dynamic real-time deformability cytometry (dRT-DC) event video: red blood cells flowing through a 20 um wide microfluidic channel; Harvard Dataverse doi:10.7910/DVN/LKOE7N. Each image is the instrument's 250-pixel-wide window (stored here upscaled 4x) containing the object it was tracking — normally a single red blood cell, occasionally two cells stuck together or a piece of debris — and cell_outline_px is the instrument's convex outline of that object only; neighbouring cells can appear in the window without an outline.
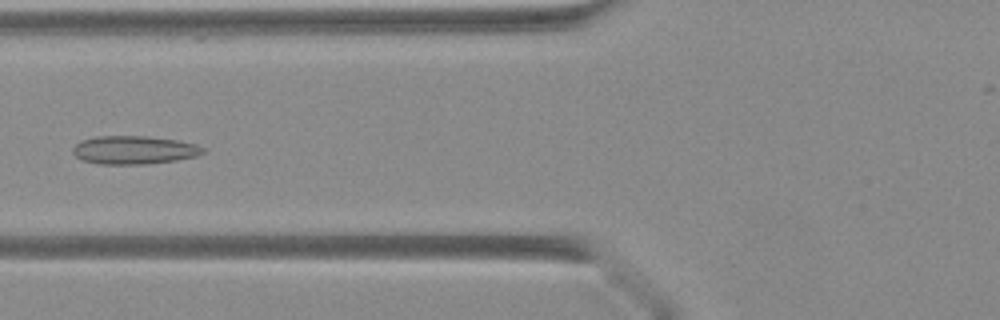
{"species": "Egyptian fruit bat (a non-hibernating species)", "species_latin": "Rousettus aegyptiacus", "temperature_condition": "warm", "stored_images_in_passage": 41, "segment_of_instrument_passage": [1, 2], "camera_frame_rate_fps": 3000, "um_per_image_px": 0.085, "animal": {"sex": "female"}, "frame": {"image": 1, "passage_image": 15, "time_ms": 4.667, "image_size_px": [1000, 320], "cell_outline_px": [[208, 148], [204, 152], [196, 156], [176, 160], [148, 164], [100, 164], [84, 160], [76, 156], [72, 152], [72, 148], [80, 140], [96, 136], [144, 136], [176, 140], [196, 144]], "centroid_in_image_um": [11.4, 12.74], "position_along_channel_um": 114.4, "area_um2": 21.5}}
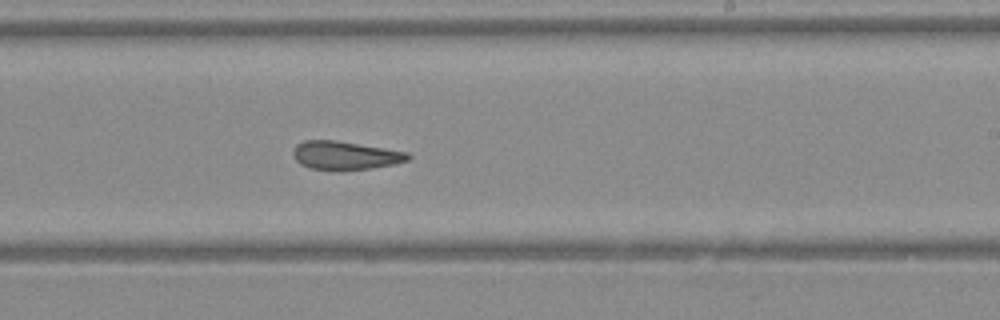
{"frame": {"image": 2, "passage_image": 24, "time_ms": 7.667, "image_size_px": [1000, 320], "cell_outline_px": [[412, 156], [408, 160], [392, 164], [372, 168], [312, 168], [300, 164], [296, 160], [292, 152], [296, 144], [304, 140], [336, 140], [408, 152]], "centroid_in_image_um": [29.34, 13.17], "position_along_channel_um": 259.7, "area_um2": 18.44}}
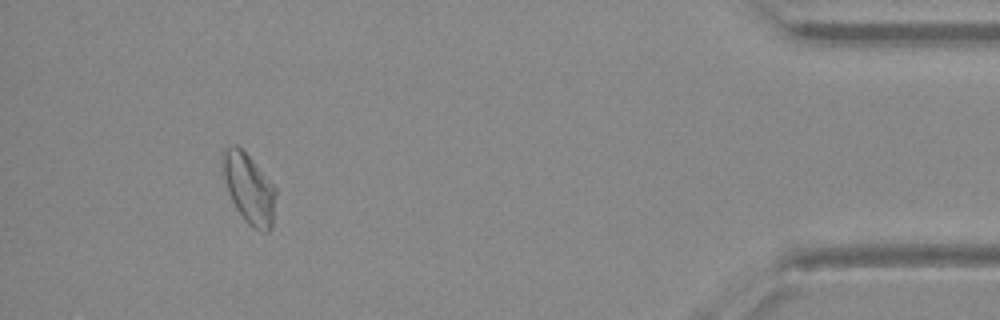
{"frame": {"image": 3, "passage_image": 37, "time_ms": 12.0, "image_size_px": [1000, 320], "cell_outline_px": [[276, 192], [272, 228], [268, 232], [260, 232], [248, 224], [244, 220], [236, 208], [232, 200], [224, 176], [220, 156], [232, 144], [236, 144], [252, 160], [276, 188]], "centroid_in_image_um": [21.17, 16.06], "position_along_channel_um": 414.0, "area_um2": 21.33}}